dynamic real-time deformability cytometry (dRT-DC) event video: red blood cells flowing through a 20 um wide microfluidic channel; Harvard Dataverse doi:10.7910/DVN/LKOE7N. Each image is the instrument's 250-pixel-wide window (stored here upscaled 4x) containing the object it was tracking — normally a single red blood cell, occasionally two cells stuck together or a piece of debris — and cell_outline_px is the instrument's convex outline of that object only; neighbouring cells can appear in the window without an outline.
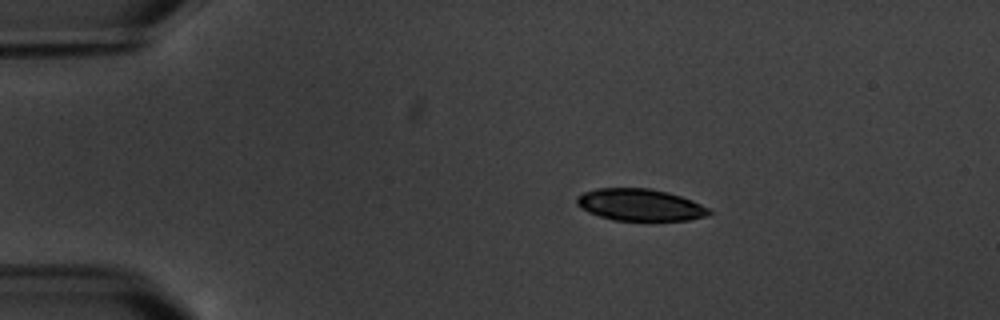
{"species": "common noctule bat (a hibernating species)", "species_latin": "Nyctalus noctula", "temperature_condition": "warm", "stored_images_in_passage": 4, "camera_frame_rate_fps": 3000, "um_per_image_px": 0.085, "animal": {"sex": "male", "body_mass_g": 20.1, "forearm_length_mm": 53.5}, "frame": {"image": 1, "passage_image": 2, "time_ms": 2.0, "image_size_px": [1000, 320], "cell_outline_px": [[712, 212], [708, 216], [688, 220], [612, 220], [588, 212], [580, 208], [576, 204], [576, 196], [584, 192], [596, 188], [648, 188], [668, 192], [692, 200], [708, 208]], "centroid_in_image_um": [54.38, 17.41], "position_along_channel_um": 30.6, "area_um2": 24.62}}